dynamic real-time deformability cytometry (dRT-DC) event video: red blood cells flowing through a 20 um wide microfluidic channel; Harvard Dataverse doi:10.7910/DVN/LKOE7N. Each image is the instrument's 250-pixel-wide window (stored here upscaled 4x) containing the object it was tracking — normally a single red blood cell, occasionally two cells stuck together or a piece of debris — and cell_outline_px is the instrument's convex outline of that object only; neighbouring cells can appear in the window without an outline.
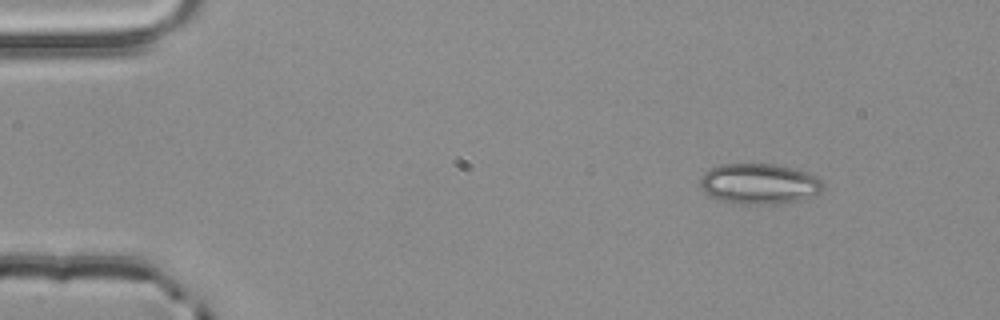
{"species": "common noctule bat (a hibernating species)", "species_latin": "Nyctalus noctula", "temperature_condition": "room temperature", "stored_images_in_passage": 3, "camera_frame_rate_fps": 3000, "um_per_image_px": 0.085, "animal": {"sex": "male", "body_mass_g": 20.4}, "frame": {"image": 1, "passage_image": 1, "time_ms": 0.0, "image_size_px": [1000, 320], "cell_outline_px": [[824, 188], [820, 192], [800, 200], [776, 204], [732, 204], [708, 196], [700, 188], [700, 180], [704, 172], [708, 168], [724, 164], [772, 164], [792, 168], [816, 176], [824, 184]], "centroid_in_image_um": [64.48, 15.64], "position_along_channel_um": 20.5, "area_um2": 29.19}}
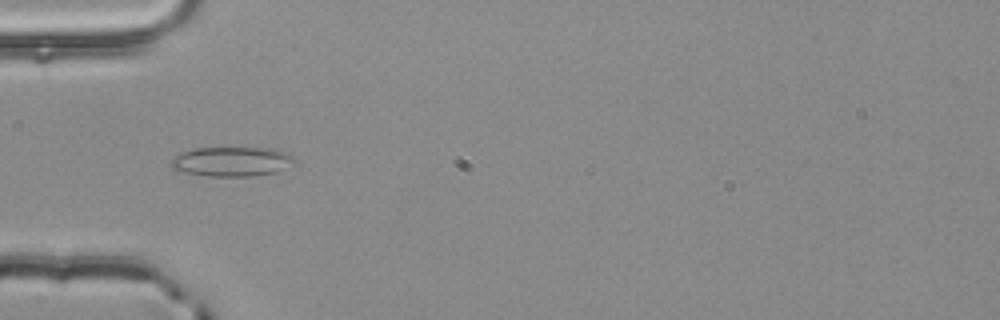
{"frame": {"image": 2, "passage_image": 3, "time_ms": 0.667, "image_size_px": [1000, 320], "cell_outline_px": [[296, 160], [284, 168], [276, 172], [248, 176], [208, 176], [184, 172], [172, 168], [172, 160], [176, 156], [184, 152], [196, 148], [272, 148], [288, 152]], "centroid_in_image_um": [19.73, 13.72], "position_along_channel_um": 65.3, "area_um2": 20.92}}